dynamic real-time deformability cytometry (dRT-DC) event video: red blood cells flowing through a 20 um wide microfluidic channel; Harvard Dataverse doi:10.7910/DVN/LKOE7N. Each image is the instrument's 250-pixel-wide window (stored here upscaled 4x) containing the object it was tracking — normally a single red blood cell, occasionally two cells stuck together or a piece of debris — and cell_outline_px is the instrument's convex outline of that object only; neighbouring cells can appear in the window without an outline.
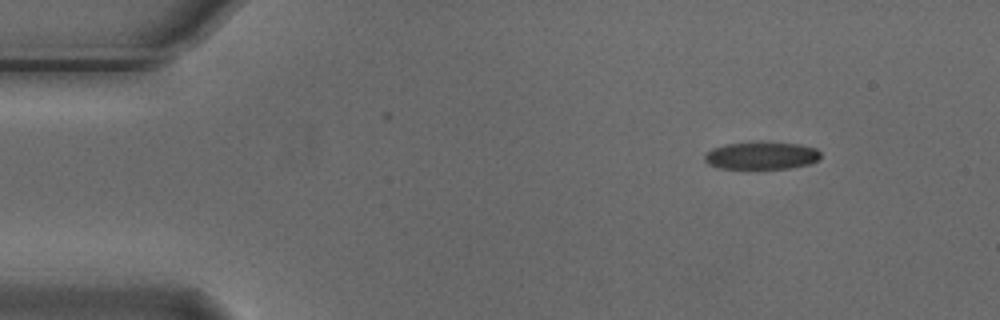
{"species": "Egyptian fruit bat (a non-hibernating species)", "species_latin": "Rousettus aegyptiacus", "temperature_condition": "cold", "stored_images_in_passage": 3, "camera_frame_rate_fps": 3000, "um_per_image_px": 0.085, "animal": {"sex": "male"}, "frame": {"image": 1, "passage_image": 1, "time_ms": 0.0, "image_size_px": [1000, 320], "cell_outline_px": [[820, 160], [808, 164], [788, 168], [720, 168], [708, 164], [704, 160], [704, 156], [712, 148], [728, 144], [800, 144], [816, 148], [820, 152]], "centroid_in_image_um": [64.74, 13.25], "position_along_channel_um": 20.3, "area_um2": 17.86}}
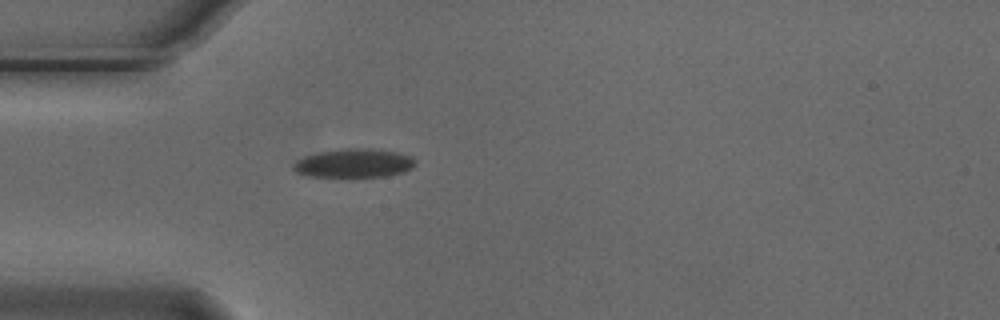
{"frame": {"image": 2, "passage_image": 3, "time_ms": 0.667, "image_size_px": [1000, 320], "cell_outline_px": [[416, 164], [412, 168], [404, 172], [388, 176], [308, 176], [296, 172], [292, 168], [292, 164], [296, 160], [304, 156], [320, 152], [348, 148], [368, 148], [396, 152], [412, 156], [416, 160]], "centroid_in_image_um": [30.1, 13.86], "position_along_channel_um": 54.9, "area_um2": 20.4}}